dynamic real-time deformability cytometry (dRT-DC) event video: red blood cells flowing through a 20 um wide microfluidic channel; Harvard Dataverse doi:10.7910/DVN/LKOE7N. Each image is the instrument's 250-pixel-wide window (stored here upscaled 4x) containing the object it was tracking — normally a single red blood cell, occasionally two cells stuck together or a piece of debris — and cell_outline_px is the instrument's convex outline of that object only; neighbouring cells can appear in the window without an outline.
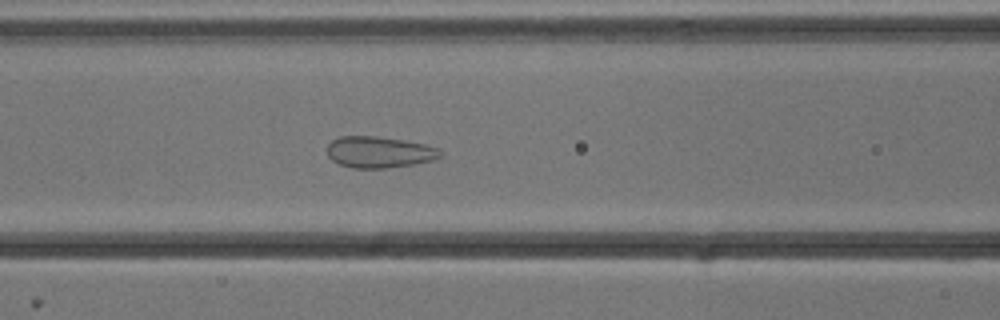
{"species": "common noctule bat (a hibernating species)", "species_latin": "Nyctalus noctula", "temperature_condition": "cold", "stored_images_in_passage": 49, "camera_frame_rate_fps": 3000, "um_per_image_px": 0.085, "animal": {"sex": "male", "body_mass_g": 13.3}, "frame": {"image": 1, "passage_image": 17, "time_ms": 5.333, "image_size_px": [1000, 320], "cell_outline_px": [[440, 156], [432, 160], [412, 164], [388, 168], [352, 168], [340, 164], [332, 160], [328, 156], [324, 148], [332, 140], [340, 136], [376, 136], [404, 140], [424, 144], [440, 148]], "centroid_in_image_um": [32.17, 12.92], "position_along_channel_um": 134.4, "area_um2": 20.75}}
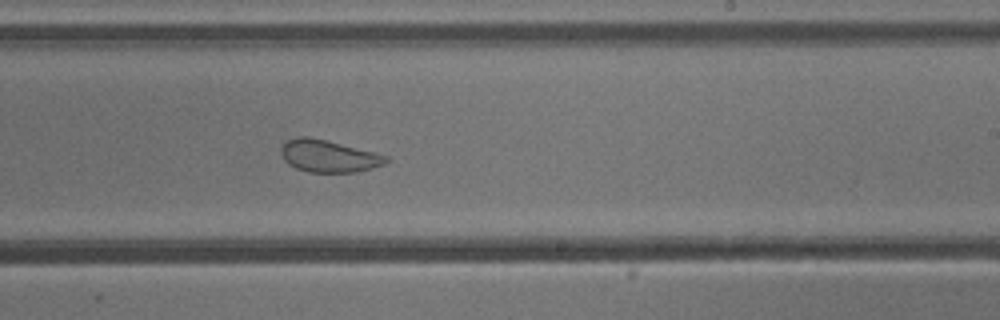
{"frame": {"image": 2, "passage_image": 27, "time_ms": 8.667, "image_size_px": [1000, 320], "cell_outline_px": [[392, 160], [384, 164], [372, 168], [356, 172], [308, 172], [296, 168], [288, 164], [284, 160], [280, 152], [280, 148], [288, 140], [296, 136], [308, 136], [388, 156]], "centroid_in_image_um": [27.91, 13.28], "position_along_channel_um": 261.1, "area_um2": 19.54}}
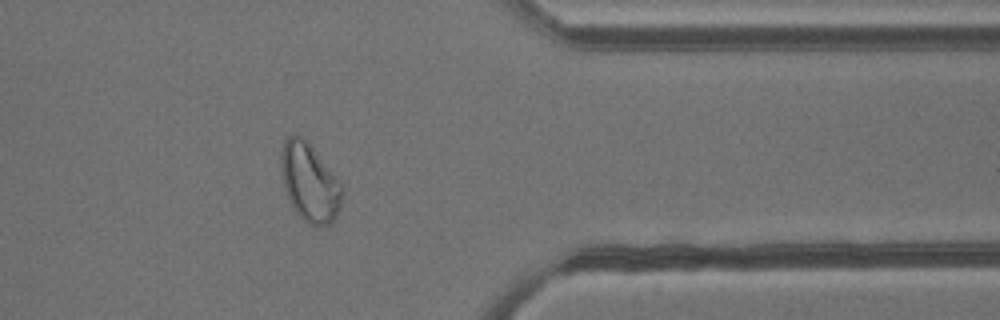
{"frame": {"image": 3, "passage_image": 38, "time_ms": 12.333, "image_size_px": [1000, 320], "cell_outline_px": [[344, 192], [336, 216], [328, 224], [316, 228], [308, 224], [296, 212], [288, 200], [284, 188], [280, 168], [280, 156], [284, 140], [288, 136], [304, 136], [340, 184]], "centroid_in_image_um": [26.28, 15.53], "position_along_channel_um": 385.1, "area_um2": 27.69}}